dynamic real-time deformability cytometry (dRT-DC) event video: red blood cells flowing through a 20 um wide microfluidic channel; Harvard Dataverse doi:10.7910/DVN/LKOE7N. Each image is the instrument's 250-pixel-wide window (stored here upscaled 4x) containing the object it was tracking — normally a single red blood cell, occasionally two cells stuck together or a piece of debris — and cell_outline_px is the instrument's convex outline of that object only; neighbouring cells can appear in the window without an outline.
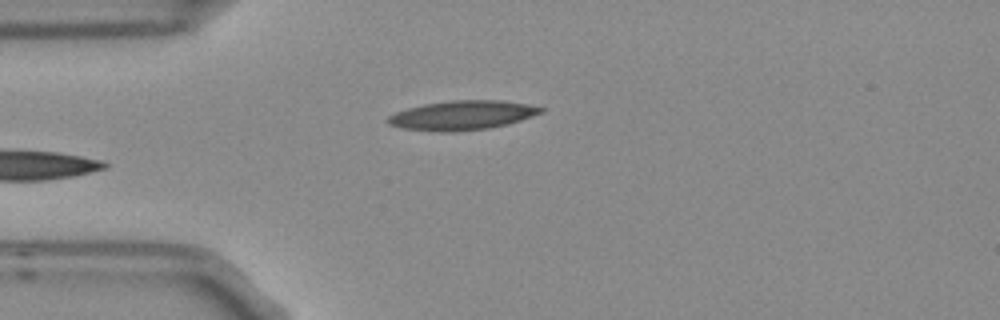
{"species": "Egyptian fruit bat (a non-hibernating species)", "species_latin": "Rousettus aegyptiacus", "temperature_condition": "room temperature", "stored_images_in_passage": 4, "camera_frame_rate_fps": 3000, "um_per_image_px": 0.085, "frame": {"image": 1, "passage_image": 3, "time_ms": 0.667, "image_size_px": [1000, 320], "cell_outline_px": [[544, 112], [508, 124], [488, 128], [452, 132], [440, 132], [404, 128], [388, 124], [384, 120], [388, 116], [396, 112], [408, 108], [424, 104], [452, 100], [500, 100], [528, 104], [544, 108]], "centroid_in_image_um": [39.28, 9.8], "position_along_channel_um": 45.7, "area_um2": 26.07}}